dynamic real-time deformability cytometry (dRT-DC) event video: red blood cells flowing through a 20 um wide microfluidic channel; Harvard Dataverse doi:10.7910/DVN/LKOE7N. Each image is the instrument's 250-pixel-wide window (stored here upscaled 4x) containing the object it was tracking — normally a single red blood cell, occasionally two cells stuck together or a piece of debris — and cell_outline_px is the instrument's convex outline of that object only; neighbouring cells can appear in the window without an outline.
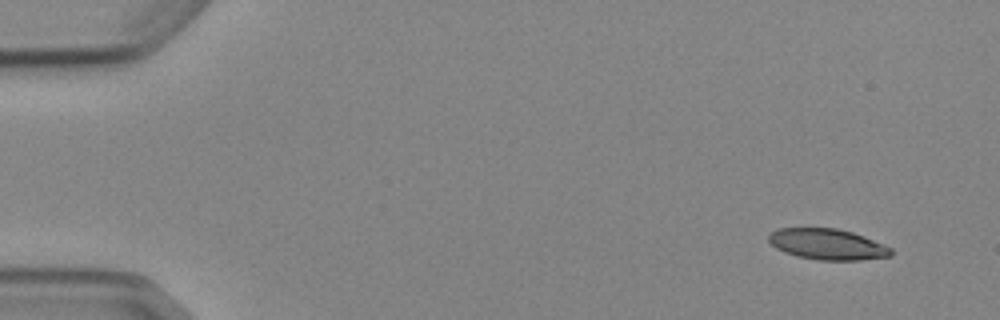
{"species": "Egyptian fruit bat (a non-hibernating species)", "species_latin": "Rousettus aegyptiacus", "temperature_condition": "cold", "stored_images_in_passage": 4, "camera_frame_rate_fps": 3000, "um_per_image_px": 0.085, "animal": {"sex": "female"}, "frame": {"image": 1, "passage_image": 1, "time_ms": 0.0, "image_size_px": [1000, 320], "cell_outline_px": [[892, 256], [860, 260], [820, 260], [796, 256], [784, 252], [776, 248], [768, 240], [768, 236], [776, 228], [836, 228], [852, 232], [864, 236], [884, 244], [892, 248]], "centroid_in_image_um": [70.34, 20.76], "position_along_channel_um": 14.7, "area_um2": 22.08}}
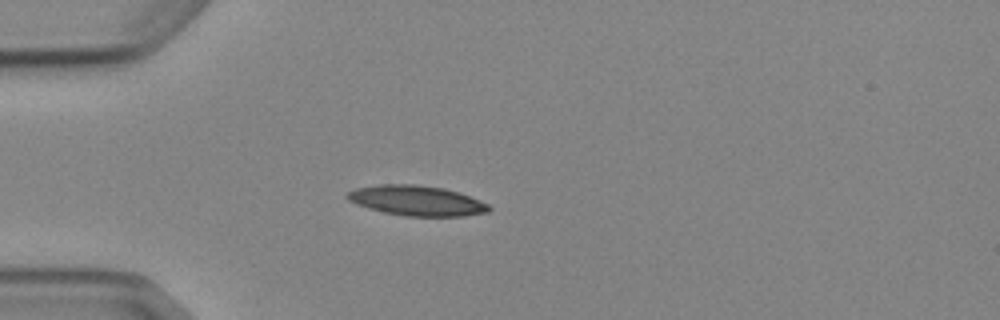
{"frame": {"image": 2, "passage_image": 4, "time_ms": 3.667, "image_size_px": [1000, 320], "cell_outline_px": [[492, 208], [488, 212], [464, 216], [404, 216], [384, 212], [368, 208], [356, 204], [348, 200], [344, 196], [348, 192], [356, 188], [380, 184], [416, 184], [444, 188], [468, 196], [488, 204]], "centroid_in_image_um": [35.38, 17.05], "position_along_channel_um": 49.6, "area_um2": 24.8}}